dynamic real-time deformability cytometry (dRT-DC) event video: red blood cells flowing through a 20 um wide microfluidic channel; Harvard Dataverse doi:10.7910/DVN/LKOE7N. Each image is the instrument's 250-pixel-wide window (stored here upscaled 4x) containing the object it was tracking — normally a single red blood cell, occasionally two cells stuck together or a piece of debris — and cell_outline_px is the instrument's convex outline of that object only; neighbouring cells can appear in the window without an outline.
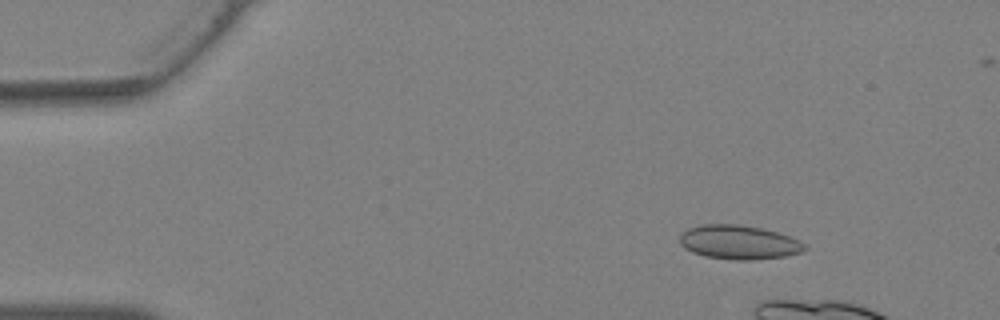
{"species": "Egyptian fruit bat (a non-hibernating species)", "species_latin": "Rousettus aegyptiacus", "temperature_condition": "warm", "stored_images_in_passage": 7, "camera_frame_rate_fps": 3000, "um_per_image_px": 0.085, "animal": {"sex": "female"}, "frame": {"image": 1, "passage_image": 1, "time_ms": 0.0, "image_size_px": [1000, 320], "cell_outline_px": [[808, 248], [800, 252], [788, 256], [756, 260], [736, 260], [704, 256], [692, 252], [684, 248], [680, 244], [680, 232], [688, 228], [700, 224], [736, 224], [760, 228], [776, 232], [800, 240]], "centroid_in_image_um": [62.78, 20.6], "position_along_channel_um": 22.2, "area_um2": 24.97}}